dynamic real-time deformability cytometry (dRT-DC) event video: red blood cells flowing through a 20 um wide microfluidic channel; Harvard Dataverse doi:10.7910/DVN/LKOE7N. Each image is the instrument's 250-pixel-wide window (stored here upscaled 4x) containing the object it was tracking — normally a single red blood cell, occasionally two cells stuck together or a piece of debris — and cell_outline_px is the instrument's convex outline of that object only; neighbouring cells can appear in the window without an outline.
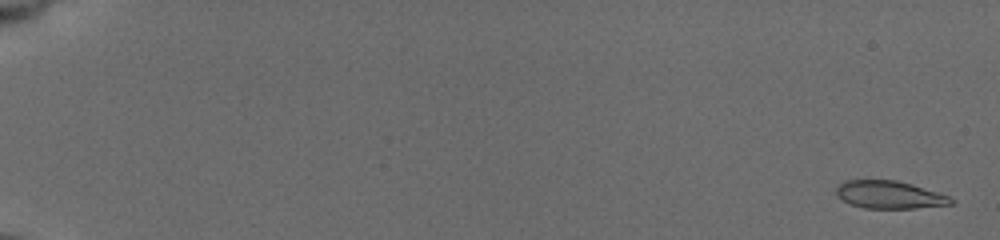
{"species": "common noctule bat (a hibernating species)", "species_latin": "Nyctalus noctula", "temperature_condition": "cold", "stored_images_in_passage": 57, "camera_frame_rate_fps": 3000, "um_per_image_px": 0.085, "animal": {"sex": "female", "body_mass_g": 19.5, "forearm_length_mm": 54.1}, "frame": {"image": 1, "passage_image": 2, "time_ms": 0.333, "image_size_px": [1000, 240], "cell_outline_px": [[956, 204], [916, 208], [864, 208], [852, 204], [844, 200], [836, 192], [836, 188], [840, 184], [848, 180], [896, 180], [912, 184], [948, 196], [956, 200]], "centroid_in_image_um": [75.67, 16.56], "position_along_channel_um": 9.3, "area_um2": 18.32}}
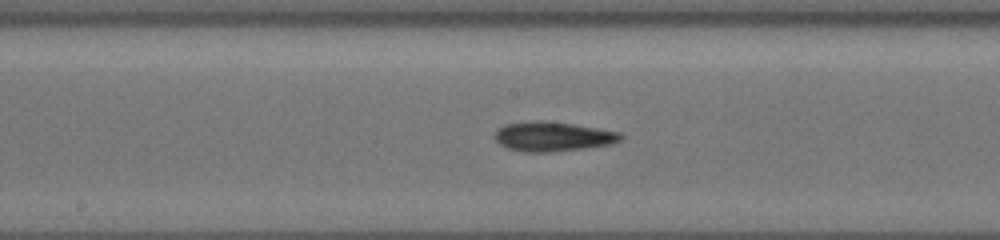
{"frame": {"image": 2, "passage_image": 33, "time_ms": 10.667, "image_size_px": [1000, 240], "cell_outline_px": [[624, 136], [620, 140], [612, 144], [584, 148], [548, 152], [524, 152], [508, 148], [500, 144], [492, 136], [496, 128], [504, 124], [540, 120], [572, 124], [620, 132]], "centroid_in_image_um": [46.94, 11.6], "position_along_channel_um": 201.3, "area_um2": 21.68}}
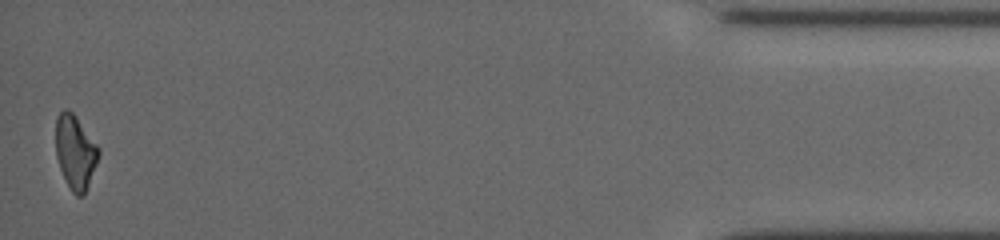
{"frame": {"image": 3, "passage_image": 57, "time_ms": 18.667, "image_size_px": [1000, 240], "cell_outline_px": [[100, 152], [96, 164], [84, 196], [76, 196], [72, 192], [60, 168], [56, 156], [56, 116], [64, 108], [68, 108], [72, 112], [100, 148]], "centroid_in_image_um": [6.4, 12.91], "position_along_channel_um": 428.8, "area_um2": 18.32}, "authors_computed_cell_mechanics": {"area_um2": 19.652, "velocity_mm_per_s": 3.7617, "shape_relaxation_time_tau1_ms": 9.1107, "shape_relaxation_time_tau2_ms": 5.3934, "deformation_change_tau1": 0.1916, "deformation_change_tau2": 0.1117}}